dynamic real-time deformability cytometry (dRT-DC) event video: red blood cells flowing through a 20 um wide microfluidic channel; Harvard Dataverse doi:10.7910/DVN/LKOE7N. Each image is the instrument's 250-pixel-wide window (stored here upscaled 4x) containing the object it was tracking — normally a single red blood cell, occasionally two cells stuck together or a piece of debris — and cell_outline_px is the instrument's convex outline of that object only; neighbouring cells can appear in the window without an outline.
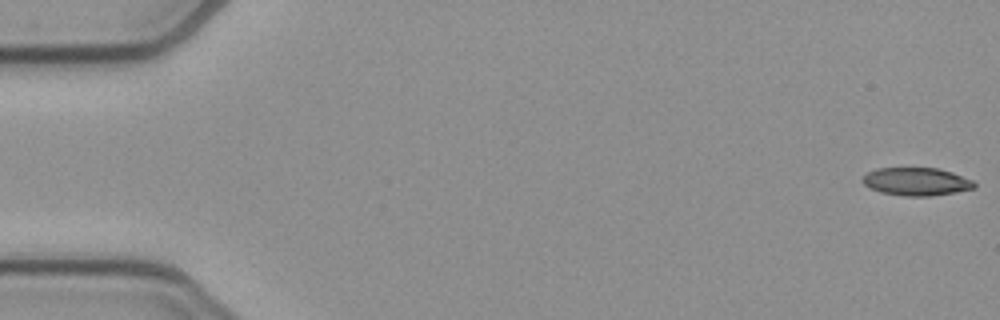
{"species": "common noctule bat (a hibernating species)", "species_latin": "Nyctalus noctula", "temperature_condition": "cold", "stored_images_in_passage": 42, "camera_frame_rate_fps": 3000, "um_per_image_px": 0.085, "animal": {"sex": "female", "body_mass_g": 21.9}, "frame": {"image": 1, "passage_image": 1, "time_ms": 0.0, "image_size_px": [1000, 320], "cell_outline_px": [[976, 188], [956, 192], [932, 196], [904, 196], [880, 192], [868, 188], [860, 180], [868, 172], [876, 168], [936, 168], [952, 172], [972, 180], [976, 184]], "centroid_in_image_um": [77.88, 15.44], "position_along_channel_um": 7.1, "area_um2": 18.32}}
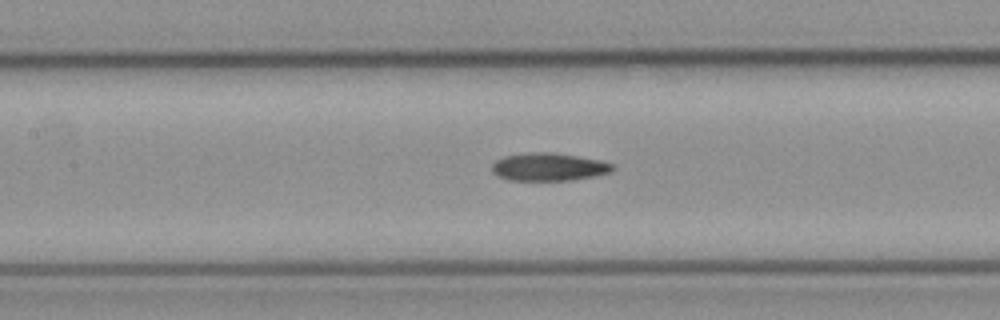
{"frame": {"image": 2, "passage_image": 24, "time_ms": 7.667, "image_size_px": [1000, 320], "cell_outline_px": [[616, 168], [612, 172], [596, 176], [572, 180], [508, 180], [496, 176], [492, 172], [492, 164], [496, 160], [504, 156], [528, 152], [552, 152], [600, 160], [616, 164]], "centroid_in_image_um": [46.67, 14.19], "position_along_channel_um": 160.7, "area_um2": 19.88}}
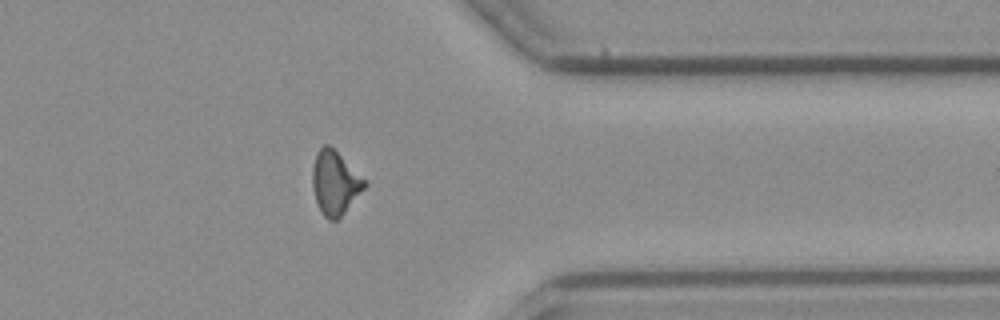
{"frame": {"image": 3, "passage_image": 42, "time_ms": 13.667, "image_size_px": [1000, 320], "cell_outline_px": [[368, 184], [344, 212], [336, 220], [328, 220], [324, 216], [316, 200], [312, 188], [312, 168], [316, 152], [324, 144], [328, 144], [368, 180]], "centroid_in_image_um": [28.48, 15.51], "position_along_channel_um": 382.9, "area_um2": 19.31}, "authors_computed_cell_mechanics": {"area_um2": 19.5075, "velocity_mm_per_s": 3.89, "shape_relaxation_time_tau1_ms": null, "shape_relaxation_time_tau2_ms": 4.1645, "deformation_change_tau1": null, "deformation_change_tau2": 0.123}}